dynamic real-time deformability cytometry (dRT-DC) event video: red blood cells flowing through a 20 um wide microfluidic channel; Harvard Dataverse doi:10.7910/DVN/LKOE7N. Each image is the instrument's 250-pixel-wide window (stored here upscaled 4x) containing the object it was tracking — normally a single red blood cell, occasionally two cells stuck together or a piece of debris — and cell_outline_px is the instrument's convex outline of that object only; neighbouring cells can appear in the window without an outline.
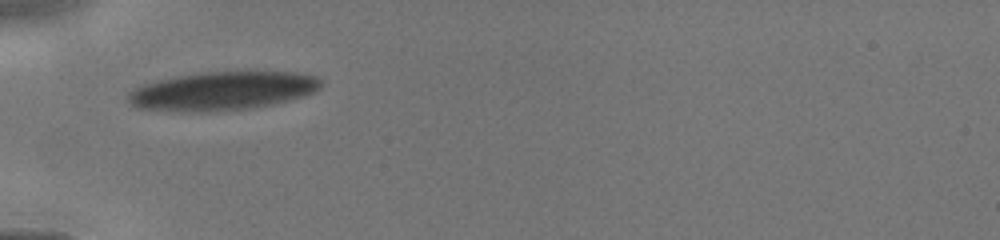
{"species": "human", "species_latin": "Homo sapiens", "temperature_condition": "cold", "stored_images_in_passage": 4, "camera_frame_rate_fps": 3000, "um_per_image_px": 0.085, "donor": {"sex": "male"}, "frame": {"image": 1, "passage_image": 1, "time_ms": 0.0, "image_size_px": [1000, 240], "cell_outline_px": [[320, 88], [304, 96], [272, 104], [248, 108], [204, 112], [180, 112], [136, 108], [128, 100], [128, 92], [140, 84], [156, 80], [196, 72], [296, 72], [316, 76], [320, 80]], "centroid_in_image_um": [18.83, 7.73], "position_along_channel_um": 66.2, "area_um2": 43.47}}
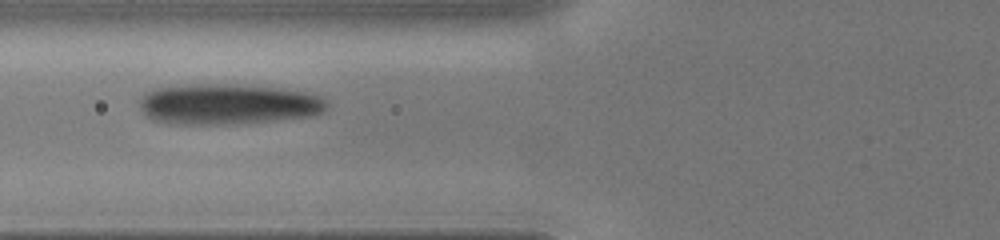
{"frame": {"image": 2, "passage_image": 3, "time_ms": 1.0, "image_size_px": [1000, 240], "cell_outline_px": [[328, 108], [320, 112], [308, 116], [272, 120], [232, 124], [168, 124], [152, 120], [140, 108], [140, 100], [148, 92], [156, 88], [192, 84], [228, 84], [280, 88], [304, 92], [320, 96], [328, 100]], "centroid_in_image_um": [19.36, 8.85], "position_along_channel_um": 106.4, "area_um2": 44.1}}
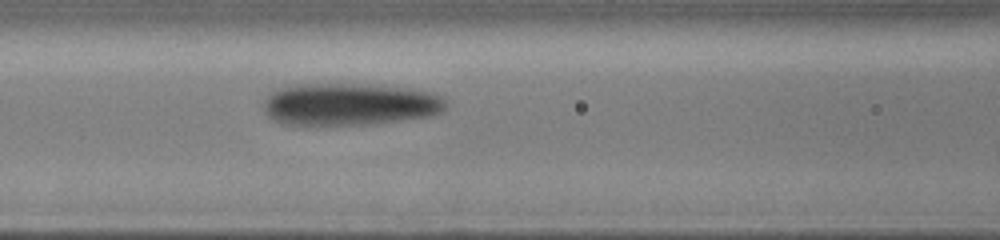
{"frame": {"image": 3, "passage_image": 4, "time_ms": 1.667, "image_size_px": [1000, 240], "cell_outline_px": [[448, 104], [444, 112], [432, 116], [368, 124], [280, 124], [272, 120], [264, 112], [264, 100], [272, 92], [280, 88], [296, 84], [368, 84], [412, 88], [432, 92], [444, 96], [448, 100]], "centroid_in_image_um": [29.79, 8.85], "position_along_channel_um": 136.8, "area_um2": 45.37}}